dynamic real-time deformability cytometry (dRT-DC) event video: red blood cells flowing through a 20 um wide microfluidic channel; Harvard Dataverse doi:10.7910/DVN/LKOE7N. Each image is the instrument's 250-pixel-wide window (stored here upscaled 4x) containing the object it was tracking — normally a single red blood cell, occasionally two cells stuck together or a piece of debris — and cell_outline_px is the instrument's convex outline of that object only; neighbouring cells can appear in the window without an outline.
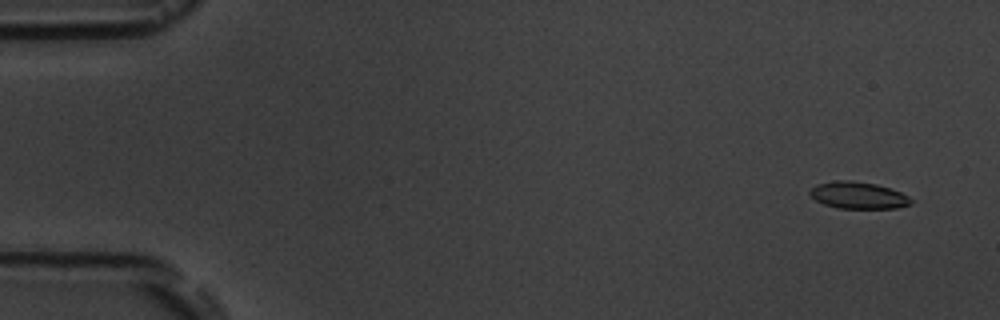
{"species": "common noctule bat (a hibernating species)", "species_latin": "Nyctalus noctula", "temperature_condition": "room temperature", "stored_images_in_passage": 6, "camera_frame_rate_fps": 3000, "um_per_image_px": 0.085, "animal": {"sex": "male", "body_mass_g": 19.5, "forearm_length_mm": 54.6}, "frame": {"image": 1, "passage_image": 2, "time_ms": 1.0, "image_size_px": [1000, 320], "cell_outline_px": [[912, 204], [896, 208], [836, 208], [824, 204], [816, 200], [808, 192], [816, 184], [836, 180], [852, 180], [876, 184], [900, 192], [908, 196], [912, 200]], "centroid_in_image_um": [72.94, 16.6], "position_along_channel_um": 12.1, "area_um2": 15.78}}
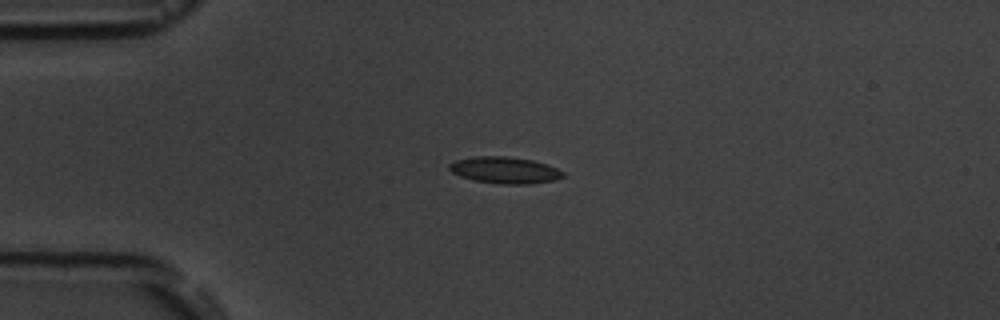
{"frame": {"image": 2, "passage_image": 5, "time_ms": 4.667, "image_size_px": [1000, 320], "cell_outline_px": [[564, 176], [556, 180], [528, 184], [500, 184], [476, 180], [460, 176], [452, 172], [448, 168], [448, 164], [456, 160], [476, 156], [504, 156], [532, 160], [556, 168], [564, 172]], "centroid_in_image_um": [42.89, 14.46], "position_along_channel_um": 42.1, "area_um2": 17.46}}